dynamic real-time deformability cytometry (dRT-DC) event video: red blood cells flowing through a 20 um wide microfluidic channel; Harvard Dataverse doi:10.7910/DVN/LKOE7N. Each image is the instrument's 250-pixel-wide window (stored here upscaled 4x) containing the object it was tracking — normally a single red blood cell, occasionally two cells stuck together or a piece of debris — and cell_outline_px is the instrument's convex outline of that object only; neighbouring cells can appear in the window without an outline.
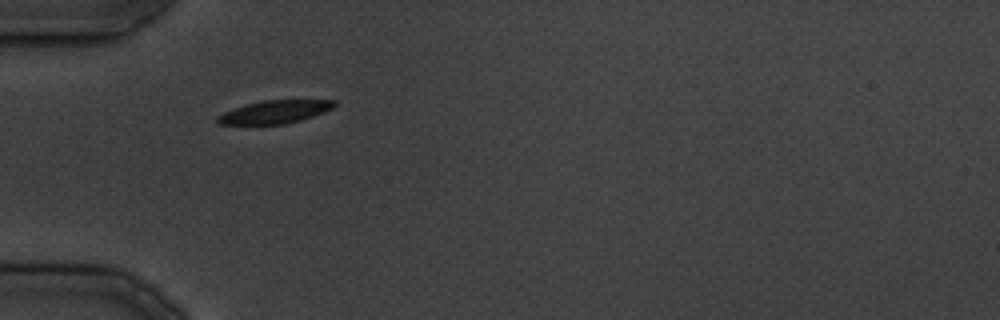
{"species": "common noctule bat (a hibernating species)", "species_latin": "Nyctalus noctula", "temperature_condition": "cold", "stored_images_in_passage": 25, "camera_frame_rate_fps": 3000, "um_per_image_px": 0.085, "animal": {"sex": "male", "body_mass_g": 19.5, "forearm_length_mm": 54.6}, "frame": {"image": 1, "passage_image": 1, "time_ms": 0.0, "image_size_px": [1000, 320], "cell_outline_px": [[336, 104], [332, 108], [324, 112], [300, 120], [284, 124], [216, 124], [216, 116], [232, 108], [264, 100], [336, 100]], "centroid_in_image_um": [23.32, 9.51], "position_along_channel_um": 61.7, "area_um2": 15.55}}
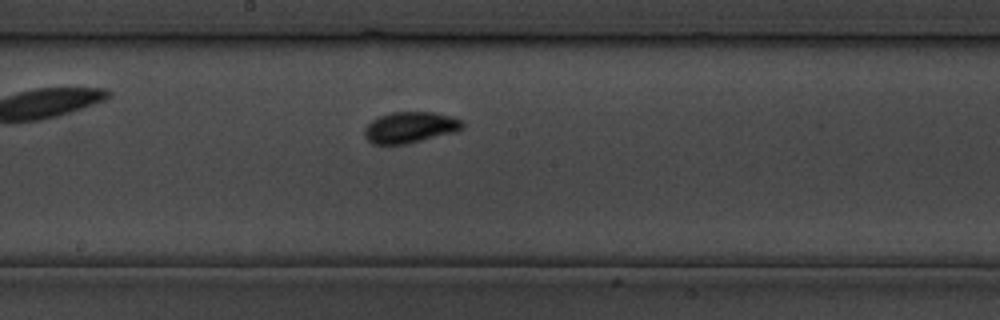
{"frame": {"image": 2, "passage_image": 9, "time_ms": 10.0, "image_size_px": [1000, 320], "cell_outline_px": [[464, 124], [460, 128], [452, 132], [408, 144], [372, 144], [364, 136], [364, 128], [372, 120], [380, 116], [392, 112], [432, 112], [448, 116], [460, 120]], "centroid_in_image_um": [34.78, 10.83], "position_along_channel_um": 213.4, "area_um2": 17.4}}
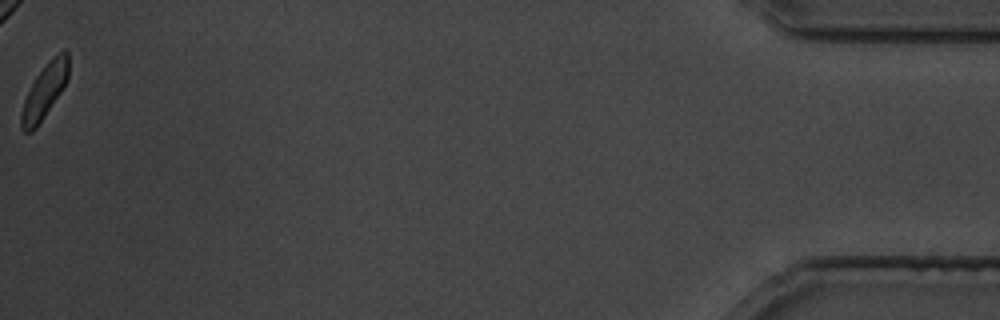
{"frame": {"image": 3, "passage_image": 25, "time_ms": 29.667, "image_size_px": [1000, 320], "cell_outline_px": [[68, 80], [36, 128], [32, 132], [24, 132], [20, 128], [20, 112], [24, 100], [36, 76], [52, 56], [56, 52], [64, 48], [68, 52]], "centroid_in_image_um": [3.78, 7.72], "position_along_channel_um": 431.4, "area_um2": 14.97}}